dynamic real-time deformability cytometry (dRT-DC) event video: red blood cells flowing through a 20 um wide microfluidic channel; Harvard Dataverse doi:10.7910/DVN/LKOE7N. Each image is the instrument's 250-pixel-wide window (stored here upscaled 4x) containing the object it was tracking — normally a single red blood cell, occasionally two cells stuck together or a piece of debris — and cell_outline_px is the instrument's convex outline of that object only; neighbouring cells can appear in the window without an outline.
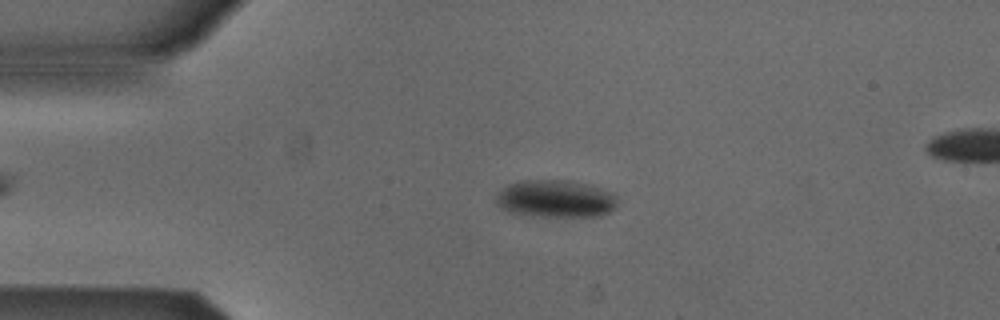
{"species": "Egyptian fruit bat (a non-hibernating species)", "species_latin": "Rousettus aegyptiacus", "temperature_condition": "cold", "stored_images_in_passage": 53, "segment_of_instrument_passage": [1, 2], "camera_frame_rate_fps": 3000, "um_per_image_px": 0.085, "animal": {"sex": "male"}, "frame": {"image": 1, "passage_image": 11, "time_ms": 3.333, "image_size_px": [1000, 320], "cell_outline_px": [[616, 208], [600, 216], [544, 216], [508, 212], [496, 204], [496, 196], [508, 184], [524, 180], [568, 180], [588, 184], [608, 192], [616, 196]], "centroid_in_image_um": [47.21, 16.89], "position_along_channel_um": 37.8, "area_um2": 26.18}}
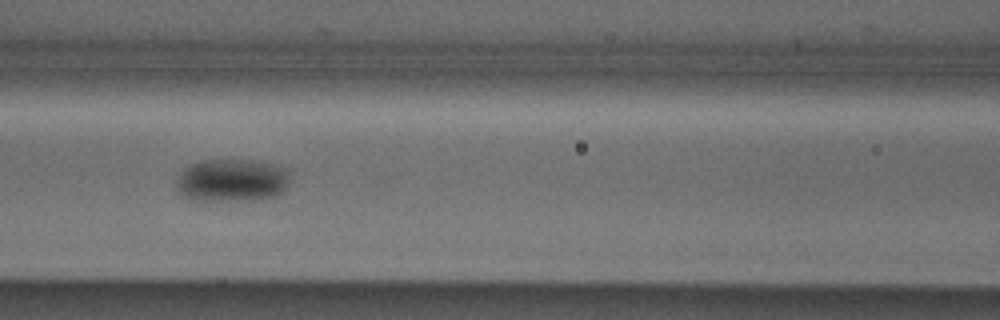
{"frame": {"image": 2, "passage_image": 22, "time_ms": 7.0, "image_size_px": [1000, 320], "cell_outline_px": [[288, 180], [284, 192], [276, 196], [252, 200], [196, 200], [176, 192], [176, 180], [180, 172], [184, 168], [200, 160], [252, 160], [272, 164], [288, 172]], "centroid_in_image_um": [19.66, 15.33], "position_along_channel_um": 146.9, "area_um2": 28.26}}
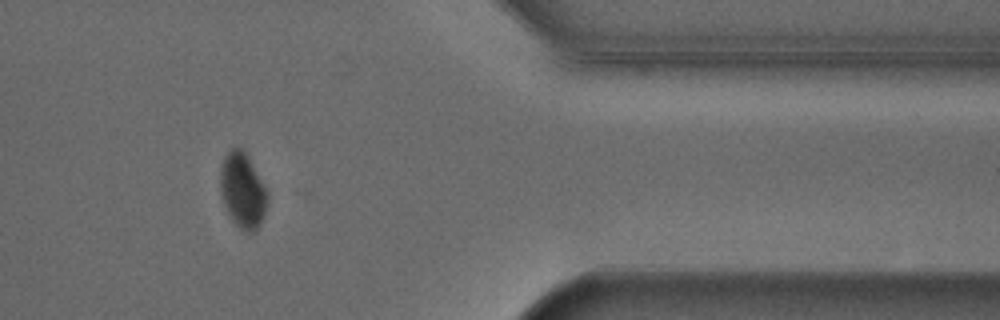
{"frame": {"image": 3, "passage_image": 43, "time_ms": 14.0, "image_size_px": [1000, 320], "cell_outline_px": [[268, 204], [264, 216], [260, 224], [252, 232], [244, 232], [232, 220], [224, 204], [220, 192], [220, 168], [224, 156], [232, 148], [240, 148], [244, 152], [268, 192]], "centroid_in_image_um": [20.62, 16.22], "position_along_channel_um": 390.8, "area_um2": 20.4}}